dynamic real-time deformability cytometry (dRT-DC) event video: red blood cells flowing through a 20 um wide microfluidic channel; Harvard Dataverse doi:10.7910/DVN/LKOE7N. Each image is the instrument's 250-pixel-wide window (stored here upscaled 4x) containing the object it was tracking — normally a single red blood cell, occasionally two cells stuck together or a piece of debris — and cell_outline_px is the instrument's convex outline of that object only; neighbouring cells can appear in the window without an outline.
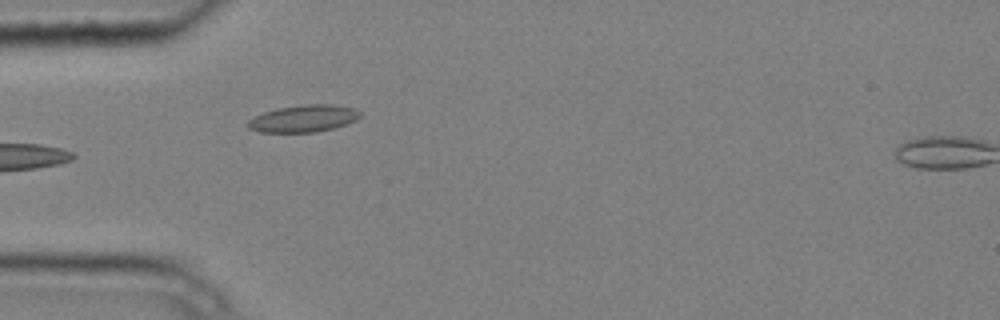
{"species": "common noctule bat (a hibernating species)", "species_latin": "Nyctalus noctula", "temperature_condition": "cold", "stored_images_in_passage": 5, "camera_frame_rate_fps": 3000, "um_per_image_px": 0.085, "animal": {"sex": "male", "body_mass_g": 20.4}, "frame": {"image": 1, "passage_image": 4, "time_ms": 1.0, "image_size_px": [1000, 320], "cell_outline_px": [[360, 116], [356, 120], [332, 128], [316, 132], [260, 132], [248, 128], [248, 120], [264, 112], [280, 108], [304, 104], [332, 104], [356, 108], [360, 112]], "centroid_in_image_um": [25.82, 10.07], "position_along_channel_um": 59.2, "area_um2": 17.51}}